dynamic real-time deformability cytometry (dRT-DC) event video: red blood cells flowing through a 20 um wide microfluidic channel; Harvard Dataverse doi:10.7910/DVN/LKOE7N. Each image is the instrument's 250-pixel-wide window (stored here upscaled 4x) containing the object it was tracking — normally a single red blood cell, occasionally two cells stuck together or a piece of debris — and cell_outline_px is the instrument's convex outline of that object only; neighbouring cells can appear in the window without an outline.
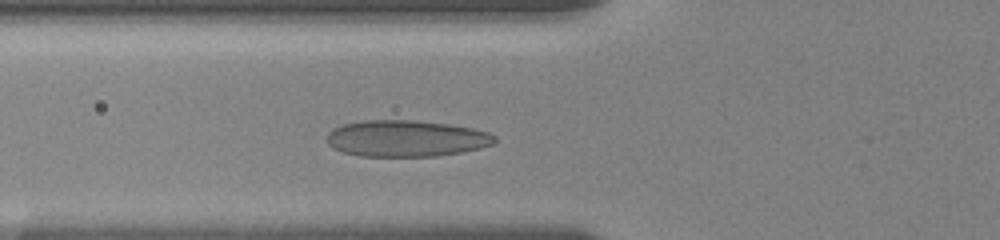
{"species": "human", "species_latin": "Homo sapiens", "temperature_condition": "room temperature", "stored_images_in_passage": 63, "camera_frame_rate_fps": 3000, "um_per_image_px": 0.085, "donor": {"sex": "female"}, "frame": {"image": 1, "passage_image": 6, "time_ms": 0.667, "image_size_px": [1000, 240], "cell_outline_px": [[496, 140], [492, 144], [480, 148], [460, 152], [436, 156], [360, 156], [344, 152], [332, 148], [328, 144], [328, 132], [332, 128], [344, 124], [364, 120], [416, 120], [448, 124], [472, 128], [488, 132], [496, 136]], "centroid_in_image_um": [34.51, 11.76], "position_along_channel_um": 91.3, "area_um2": 35.6}}
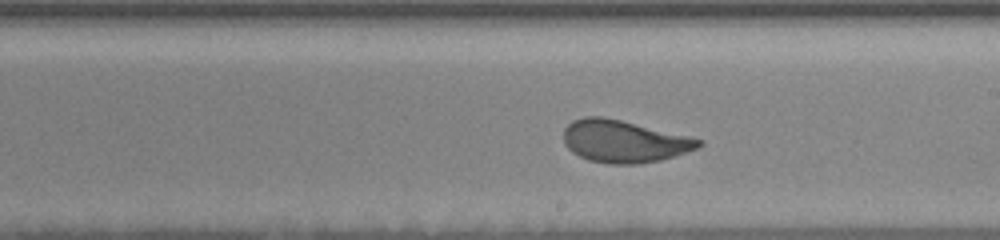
{"frame": {"image": 2, "passage_image": 31, "time_ms": 4.667, "image_size_px": [1000, 240], "cell_outline_px": [[704, 144], [696, 148], [660, 160], [636, 164], [608, 164], [588, 160], [572, 152], [564, 144], [564, 128], [572, 120], [584, 116], [604, 116], [688, 136], [704, 140]], "centroid_in_image_um": [52.99, 12.0], "position_along_channel_um": 236.0, "area_um2": 33.18}}
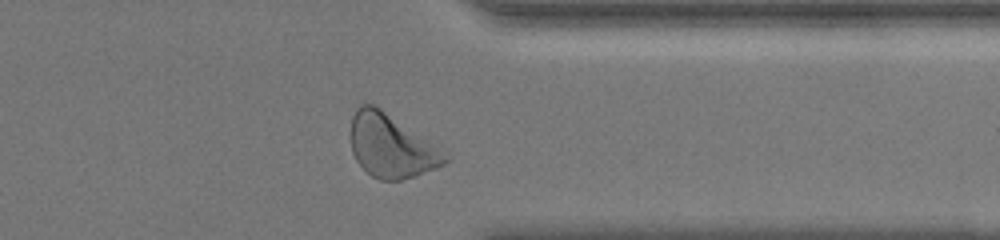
{"frame": {"image": 3, "passage_image": 57, "time_ms": 8.667, "image_size_px": [1000, 240], "cell_outline_px": [[452, 160], [436, 168], [416, 176], [400, 180], [380, 180], [372, 176], [356, 160], [352, 152], [352, 116], [356, 108], [360, 104], [372, 104], [380, 108], [448, 152], [452, 156]], "centroid_in_image_um": [33.32, 12.42], "position_along_channel_um": 378.1, "area_um2": 34.85}, "authors_computed_cell_mechanics": {"area_um2": 33.2928, "velocity_mm_per_s": 3.6082, "shape_relaxation_time_tau1_ms": 4.0398, "shape_relaxation_time_tau2_ms": null, "deformation_change_tau1": 0.1521, "deformation_change_tau2": null}}